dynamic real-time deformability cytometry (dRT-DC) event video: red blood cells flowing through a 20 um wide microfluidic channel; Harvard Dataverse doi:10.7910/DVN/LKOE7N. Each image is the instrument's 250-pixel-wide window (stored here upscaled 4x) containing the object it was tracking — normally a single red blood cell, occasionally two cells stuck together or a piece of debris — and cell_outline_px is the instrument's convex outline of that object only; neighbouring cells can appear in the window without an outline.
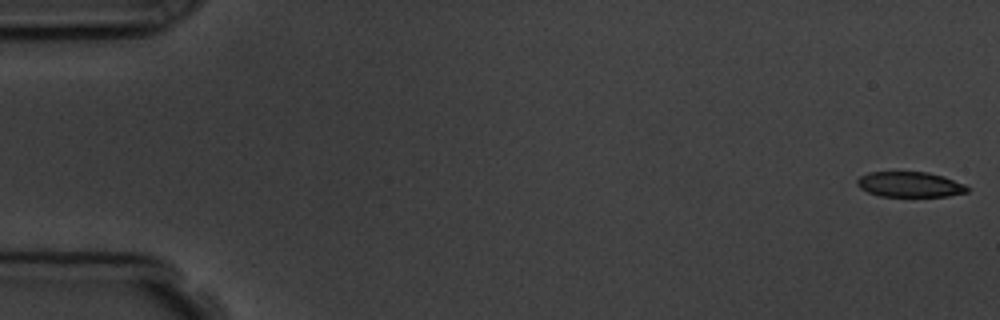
{"species": "common noctule bat (a hibernating species)", "species_latin": "Nyctalus noctula", "temperature_condition": "room temperature", "stored_images_in_passage": 5, "camera_frame_rate_fps": 3000, "um_per_image_px": 0.085, "animal": {"sex": "male", "body_mass_g": 19.5, "forearm_length_mm": 54.6}, "frame": {"image": 1, "passage_image": 1, "time_ms": 0.0, "image_size_px": [1000, 320], "cell_outline_px": [[968, 192], [948, 196], [880, 196], [868, 192], [860, 188], [856, 184], [856, 180], [860, 176], [868, 172], [928, 172], [944, 176], [964, 184], [968, 188]], "centroid_in_image_um": [77.32, 15.67], "position_along_channel_um": 7.7, "area_um2": 16.24}}